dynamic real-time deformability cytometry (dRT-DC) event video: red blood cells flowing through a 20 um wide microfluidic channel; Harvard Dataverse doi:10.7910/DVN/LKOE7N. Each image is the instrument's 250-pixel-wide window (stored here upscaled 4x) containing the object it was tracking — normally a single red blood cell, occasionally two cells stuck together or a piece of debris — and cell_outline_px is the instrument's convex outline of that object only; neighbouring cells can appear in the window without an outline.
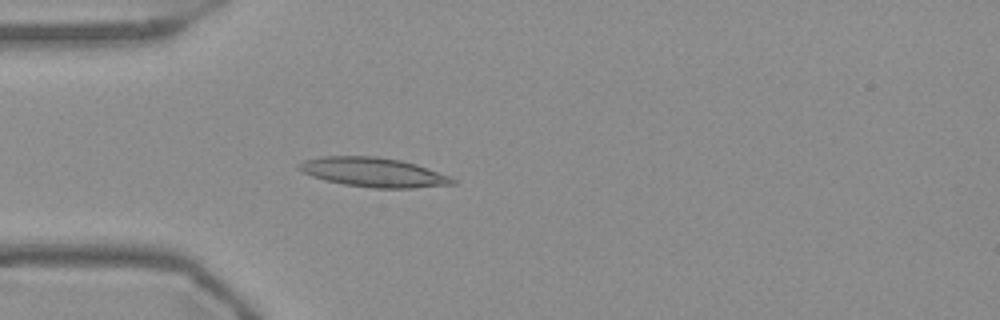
{"species": "Egyptian fruit bat (a non-hibernating species)", "species_latin": "Rousettus aegyptiacus", "temperature_condition": "warm", "stored_images_in_passage": 54, "camera_frame_rate_fps": 3000, "um_per_image_px": 0.085, "frame": {"image": 1, "passage_image": 15, "time_ms": 4.667, "image_size_px": [1000, 320], "cell_outline_px": [[456, 184], [412, 188], [372, 188], [344, 184], [324, 180], [312, 176], [296, 168], [296, 164], [304, 160], [320, 156], [376, 156], [400, 160], [416, 164], [448, 176], [456, 180]], "centroid_in_image_um": [31.69, 14.64], "position_along_channel_um": 53.3, "area_um2": 26.24}}
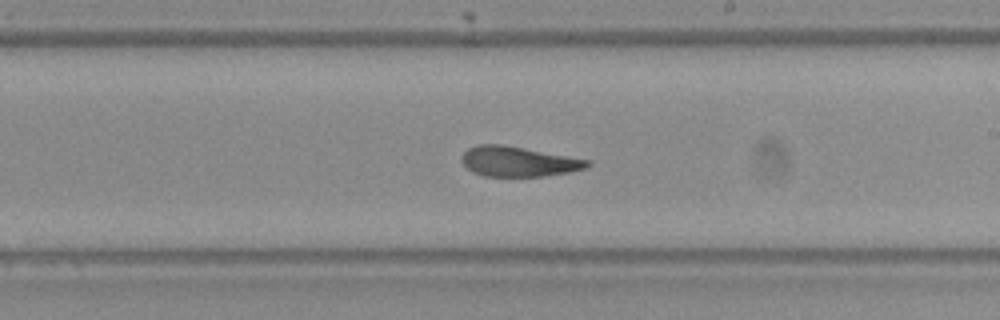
{"frame": {"image": 2, "passage_image": 31, "time_ms": 10.0, "image_size_px": [1000, 320], "cell_outline_px": [[592, 164], [588, 168], [568, 172], [544, 176], [484, 176], [472, 172], [460, 160], [460, 156], [468, 148], [476, 144], [504, 144], [592, 160]], "centroid_in_image_um": [44.08, 13.72], "position_along_channel_um": 244.9, "area_um2": 22.31}}
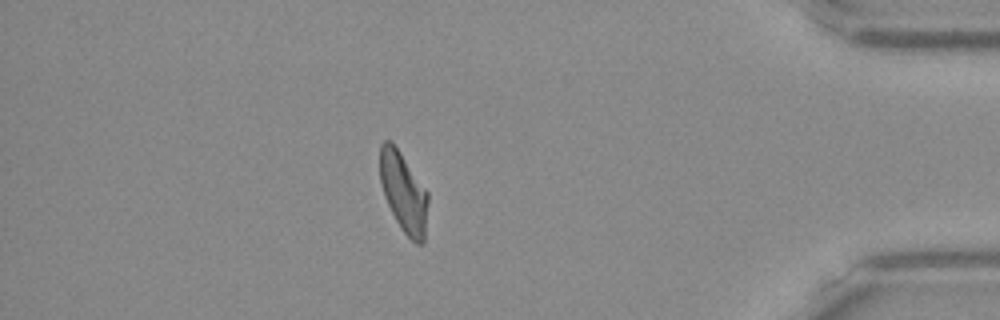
{"frame": {"image": 3, "passage_image": 47, "time_ms": 15.333, "image_size_px": [1000, 320], "cell_outline_px": [[428, 200], [424, 244], [416, 244], [400, 228], [384, 196], [380, 184], [380, 144], [384, 140], [392, 140], [428, 192]], "centroid_in_image_um": [34.3, 16.33], "position_along_channel_um": 400.9, "area_um2": 22.43}, "authors_computed_cell_mechanics": {"area_um2": 23.0911, "velocity_mm_per_s": 3.7169, "shape_relaxation_time_tau1_ms": 4.6414, "shape_relaxation_time_tau2_ms": 1.7647, "deformation_change_tau1": 0.1887, "deformation_change_tau2": 0.1115}}